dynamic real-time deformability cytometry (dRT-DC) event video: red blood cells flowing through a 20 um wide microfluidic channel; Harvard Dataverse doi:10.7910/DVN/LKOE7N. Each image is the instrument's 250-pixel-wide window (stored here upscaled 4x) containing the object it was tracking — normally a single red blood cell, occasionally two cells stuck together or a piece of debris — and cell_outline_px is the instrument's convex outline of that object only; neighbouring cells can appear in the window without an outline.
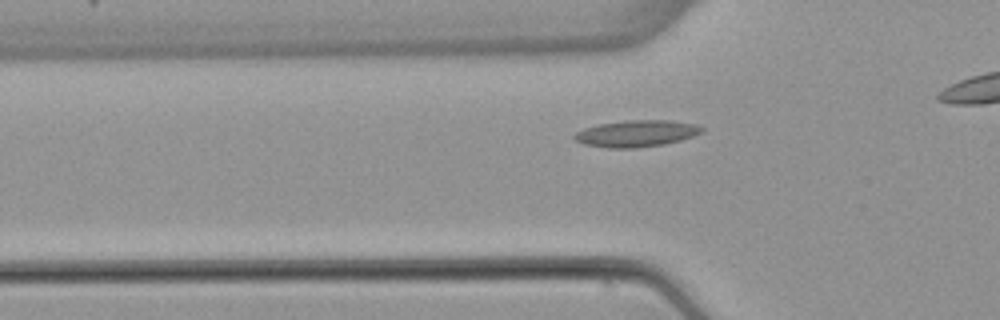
{"species": "common noctule bat (a hibernating species)", "species_latin": "Nyctalus noctula", "temperature_condition": "warm", "stored_images_in_passage": 35, "camera_frame_rate_fps": 3000, "um_per_image_px": 0.085, "animal": {"sex": "female", "body_mass_g": 22.7, "forearm_length_mm": 54.2}, "frame": {"image": 1, "passage_image": 10, "time_ms": 3.0, "image_size_px": [1000, 320], "cell_outline_px": [[704, 128], [700, 132], [692, 136], [680, 140], [664, 144], [636, 148], [608, 148], [584, 144], [576, 140], [572, 136], [576, 132], [584, 128], [600, 124], [628, 120], [672, 120], [696, 124]], "centroid_in_image_um": [54.08, 11.34], "position_along_channel_um": 71.7, "area_um2": 19.65}}
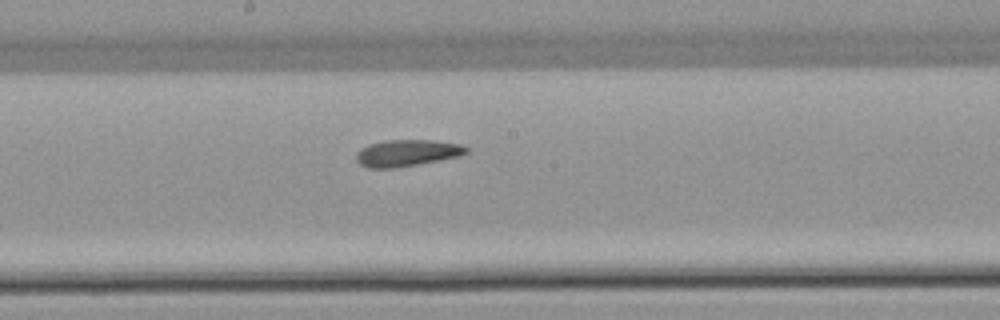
{"frame": {"image": 2, "passage_image": 21, "time_ms": 6.667, "image_size_px": [1000, 320], "cell_outline_px": [[468, 152], [460, 156], [420, 164], [396, 168], [368, 168], [360, 164], [356, 160], [356, 152], [360, 148], [368, 144], [384, 140], [432, 140], [460, 144], [468, 148]], "centroid_in_image_um": [34.57, 13.0], "position_along_channel_um": 213.6, "area_um2": 17.28}}
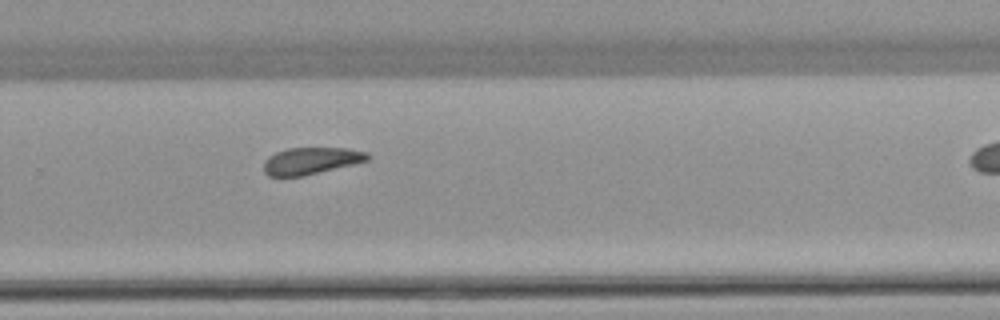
{"frame": {"image": 3, "passage_image": 28, "time_ms": 9.0, "image_size_px": [1000, 320], "cell_outline_px": [[368, 160], [304, 176], [268, 176], [264, 172], [264, 160], [268, 156], [276, 152], [288, 148], [348, 148], [368, 152]], "centroid_in_image_um": [26.4, 13.66], "position_along_channel_um": 303.4, "area_um2": 16.18}}